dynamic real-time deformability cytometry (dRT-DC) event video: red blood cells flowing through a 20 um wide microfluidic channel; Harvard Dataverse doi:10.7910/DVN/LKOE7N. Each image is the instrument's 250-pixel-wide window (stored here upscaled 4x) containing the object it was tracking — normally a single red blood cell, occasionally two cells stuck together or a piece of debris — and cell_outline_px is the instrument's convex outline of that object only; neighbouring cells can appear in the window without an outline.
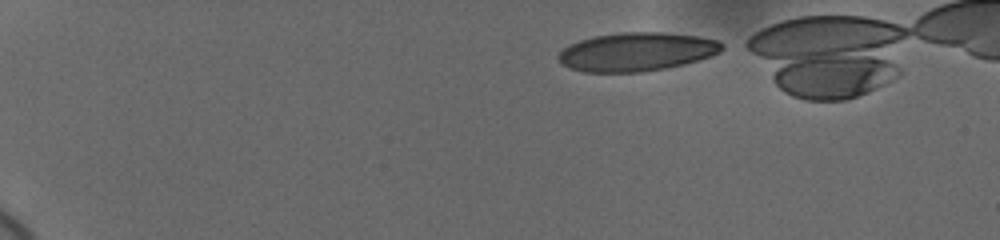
{"species": "human", "species_latin": "Homo sapiens", "temperature_condition": "cold", "stored_images_in_passage": 45, "camera_frame_rate_fps": 3000, "um_per_image_px": 0.085, "donor": {"sex": "female"}, "frame": {"image": 1, "passage_image": 1, "time_ms": 0.0, "image_size_px": [1000, 240], "cell_outline_px": [[728, 44], [720, 52], [684, 64], [664, 68], [640, 72], [584, 72], [560, 64], [556, 60], [556, 56], [568, 44], [580, 40], [596, 36], [620, 32], [660, 32], [696, 36], [720, 40]], "centroid_in_image_um": [54.1, 4.4], "position_along_channel_um": 30.9, "area_um2": 36.88}}
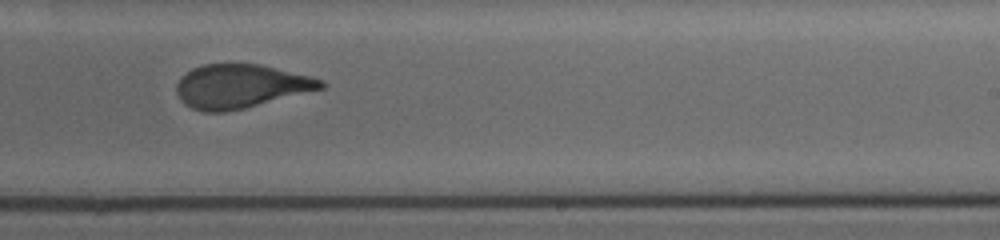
{"frame": {"image": 2, "passage_image": 29, "time_ms": 9.333, "image_size_px": [1000, 240], "cell_outline_px": [[324, 88], [244, 108], [224, 112], [204, 112], [192, 108], [184, 104], [180, 100], [176, 92], [176, 84], [180, 76], [192, 68], [204, 64], [260, 64], [312, 76], [324, 80]], "centroid_in_image_um": [20.42, 7.32], "position_along_channel_um": 268.6, "area_um2": 36.88}}
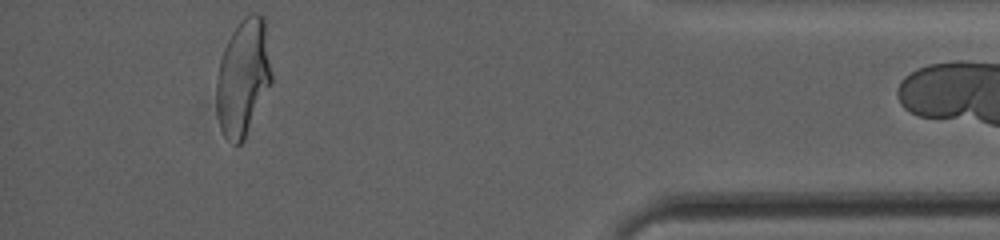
{"frame": {"image": 3, "passage_image": 44, "time_ms": 14.333, "image_size_px": [1000, 240], "cell_outline_px": [[272, 84], [240, 144], [236, 144], [224, 136], [220, 128], [216, 112], [216, 76], [220, 60], [224, 48], [232, 32], [240, 20], [244, 16], [252, 12], [256, 12], [264, 16], [272, 72]], "centroid_in_image_um": [20.66, 6.54], "position_along_channel_um": 414.5, "area_um2": 37.57}}